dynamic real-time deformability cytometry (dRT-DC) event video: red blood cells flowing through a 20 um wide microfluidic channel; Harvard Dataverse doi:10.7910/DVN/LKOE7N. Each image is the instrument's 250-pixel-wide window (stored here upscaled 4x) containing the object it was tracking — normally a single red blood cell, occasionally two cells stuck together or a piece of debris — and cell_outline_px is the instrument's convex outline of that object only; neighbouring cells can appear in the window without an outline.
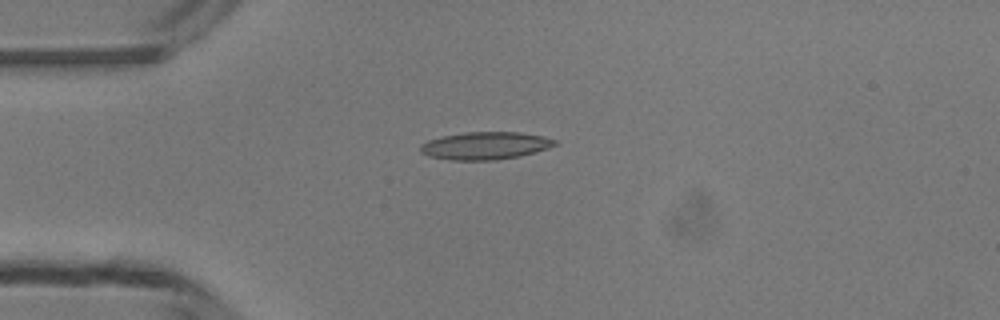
{"species": "common noctule bat (a hibernating species)", "species_latin": "Nyctalus noctula", "temperature_condition": "room temperature", "stored_images_in_passage": 3, "camera_frame_rate_fps": 3000, "um_per_image_px": 0.085, "animal": {"sex": "male", "body_mass_g": 13.3}, "frame": {"image": 1, "passage_image": 2, "time_ms": 1.333, "image_size_px": [1000, 320], "cell_outline_px": [[556, 144], [548, 148], [520, 156], [492, 160], [452, 160], [428, 156], [420, 152], [420, 144], [428, 140], [444, 136], [464, 132], [520, 132], [544, 136], [556, 140]], "centroid_in_image_um": [41.23, 12.38], "position_along_channel_um": 43.8, "area_um2": 21.56}}